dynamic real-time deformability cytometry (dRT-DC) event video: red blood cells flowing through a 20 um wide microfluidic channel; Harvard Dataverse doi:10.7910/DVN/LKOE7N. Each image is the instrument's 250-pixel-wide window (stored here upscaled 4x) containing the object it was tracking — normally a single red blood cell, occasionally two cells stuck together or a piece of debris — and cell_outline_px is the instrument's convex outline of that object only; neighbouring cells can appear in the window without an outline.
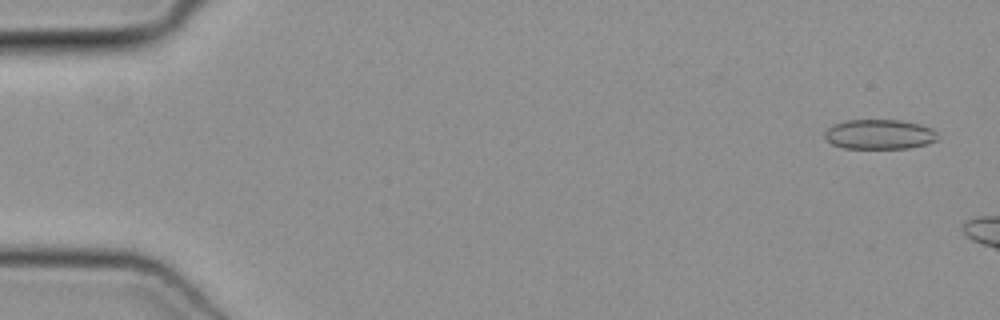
{"species": "common noctule bat (a hibernating species)", "species_latin": "Nyctalus noctula", "temperature_condition": "cold", "stored_images_in_passage": 6, "camera_frame_rate_fps": 3000, "um_per_image_px": 0.085, "animal": {"sex": "female", "body_mass_g": 19.3, "forearm_length_mm": 54.1}, "frame": {"image": 1, "passage_image": 1, "time_ms": 0.0, "image_size_px": [1000, 320], "cell_outline_px": [[936, 140], [928, 144], [908, 148], [844, 148], [832, 144], [824, 136], [824, 132], [832, 124], [844, 120], [900, 120], [920, 124], [932, 128], [936, 132]], "centroid_in_image_um": [74.73, 11.41], "position_along_channel_um": 10.3, "area_um2": 19.65}}